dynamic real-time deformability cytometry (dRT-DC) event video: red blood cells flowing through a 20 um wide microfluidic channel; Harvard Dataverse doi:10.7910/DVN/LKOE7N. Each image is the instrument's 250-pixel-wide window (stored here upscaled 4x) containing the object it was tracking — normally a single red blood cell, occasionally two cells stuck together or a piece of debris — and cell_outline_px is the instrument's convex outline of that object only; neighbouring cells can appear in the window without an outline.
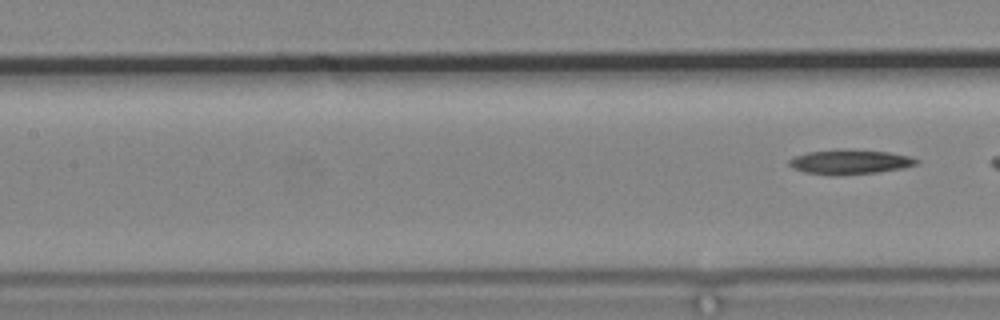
{"species": "common noctule bat (a hibernating species)", "species_latin": "Nyctalus noctula", "temperature_condition": "cold", "stored_images_in_passage": 9, "segment_of_instrument_passage": [2, 2], "camera_frame_rate_fps": 3000, "um_per_image_px": 0.085, "animal": {"sex": "male", "body_mass_g": 19.2, "forearm_length_mm": 51.8}, "frame": {"image": 1, "passage_image": 9, "time_ms": 10.0, "image_size_px": [1000, 320], "cell_outline_px": [[920, 160], [916, 164], [904, 168], [876, 172], [840, 176], [832, 176], [804, 172], [792, 168], [788, 164], [788, 160], [796, 156], [808, 152], [844, 148], [888, 152], [908, 156]], "centroid_in_image_um": [72.2, 13.77], "position_along_channel_um": 135.2, "area_um2": 18.5}}